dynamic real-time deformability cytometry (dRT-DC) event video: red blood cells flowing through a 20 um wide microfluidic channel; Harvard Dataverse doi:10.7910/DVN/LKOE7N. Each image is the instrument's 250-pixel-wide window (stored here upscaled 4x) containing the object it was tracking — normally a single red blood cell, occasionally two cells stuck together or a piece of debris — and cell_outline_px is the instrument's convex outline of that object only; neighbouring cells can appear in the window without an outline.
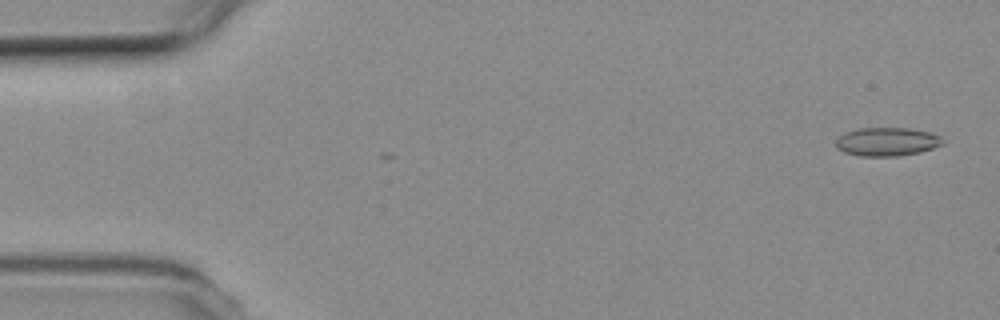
{"species": "common noctule bat (a hibernating species)", "species_latin": "Nyctalus noctula", "temperature_condition": "room temperature", "stored_images_in_passage": 4, "camera_frame_rate_fps": 3000, "um_per_image_px": 0.085, "animal": {"sex": "female", "body_mass_g": 19.3, "forearm_length_mm": 54.1}, "frame": {"image": 1, "passage_image": 2, "time_ms": 0.333, "image_size_px": [1000, 320], "cell_outline_px": [[944, 144], [920, 152], [896, 156], [860, 156], [844, 152], [836, 148], [836, 140], [844, 132], [856, 128], [908, 128], [928, 132], [940, 136], [944, 140]], "centroid_in_image_um": [75.37, 12.04], "position_along_channel_um": 9.6, "area_um2": 17.8}}